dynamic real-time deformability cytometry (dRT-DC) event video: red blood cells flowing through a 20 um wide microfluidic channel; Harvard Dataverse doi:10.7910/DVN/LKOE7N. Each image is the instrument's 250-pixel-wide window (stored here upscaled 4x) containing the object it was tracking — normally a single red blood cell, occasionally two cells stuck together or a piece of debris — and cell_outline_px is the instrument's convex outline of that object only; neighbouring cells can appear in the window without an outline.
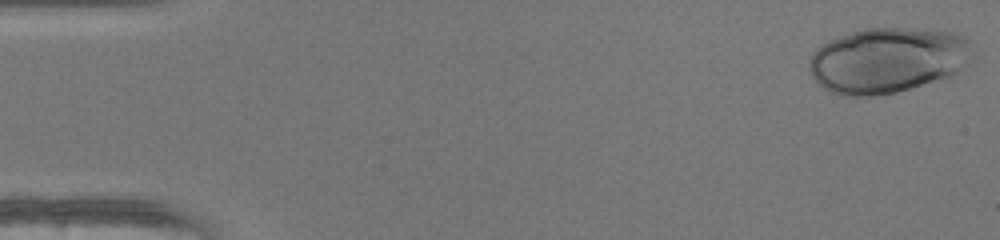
{"species": "human", "species_latin": "Homo sapiens", "temperature_condition": "warm", "stored_images_in_passage": 47, "camera_frame_rate_fps": 3000, "um_per_image_px": 0.085, "donor": {"sex": "female"}, "frame": {"image": 1, "passage_image": 1, "time_ms": 0.0, "image_size_px": [1000, 240], "cell_outline_px": [[968, 40], [960, 68], [956, 72], [948, 76], [896, 92], [872, 96], [844, 96], [832, 92], [824, 88], [812, 76], [808, 68], [808, 64], [812, 52], [816, 48], [840, 36], [852, 32], [868, 28], [908, 28], [952, 32]], "centroid_in_image_um": [75.29, 5.12], "position_along_channel_um": 9.7, "area_um2": 60.63}}